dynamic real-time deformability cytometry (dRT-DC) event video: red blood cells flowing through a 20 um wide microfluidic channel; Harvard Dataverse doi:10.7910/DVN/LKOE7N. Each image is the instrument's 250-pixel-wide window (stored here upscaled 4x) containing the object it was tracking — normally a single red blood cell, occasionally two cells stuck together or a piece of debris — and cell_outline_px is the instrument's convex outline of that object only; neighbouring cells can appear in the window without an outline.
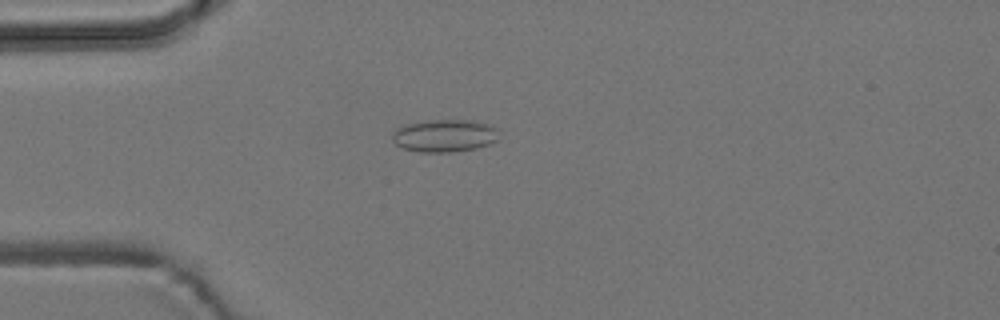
{"species": "common noctule bat (a hibernating species)", "species_latin": "Nyctalus noctula", "temperature_condition": "room temperature", "stored_images_in_passage": 3, "camera_frame_rate_fps": 3000, "um_per_image_px": 0.085, "animal": {"sex": "male", "body_mass_g": 19.2, "forearm_length_mm": 51.8}, "frame": {"image": 1, "passage_image": 2, "time_ms": 1.0, "image_size_px": [1000, 320], "cell_outline_px": [[500, 140], [476, 148], [452, 152], [420, 152], [404, 148], [396, 144], [392, 140], [392, 132], [396, 128], [404, 124], [428, 120], [472, 120], [488, 124], [496, 128]], "centroid_in_image_um": [37.78, 11.53], "position_along_channel_um": 47.2, "area_um2": 20.4}}